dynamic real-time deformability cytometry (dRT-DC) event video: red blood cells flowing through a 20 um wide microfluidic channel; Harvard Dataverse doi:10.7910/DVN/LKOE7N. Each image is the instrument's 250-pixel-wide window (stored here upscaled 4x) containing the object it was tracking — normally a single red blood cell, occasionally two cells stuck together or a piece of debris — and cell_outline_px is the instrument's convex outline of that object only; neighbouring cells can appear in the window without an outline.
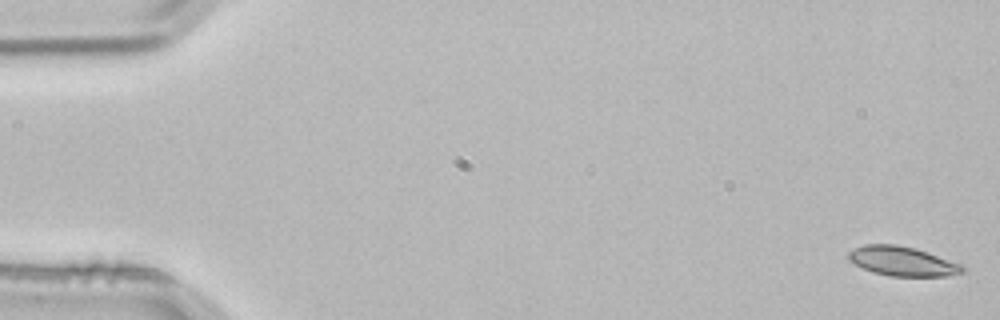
{"species": "common noctule bat (a hibernating species)", "species_latin": "Nyctalus noctula", "temperature_condition": "room temperature", "stored_images_in_passage": 6, "camera_frame_rate_fps": 3000, "um_per_image_px": 0.085, "animal": {"sex": "male", "body_mass_g": 21.5, "forearm_length_mm": 52.0}, "frame": {"image": 1, "passage_image": 1, "time_ms": 0.0, "image_size_px": [1000, 320], "cell_outline_px": [[968, 268], [964, 272], [948, 276], [888, 276], [872, 272], [848, 260], [848, 252], [864, 244], [896, 244], [916, 248], [964, 264]], "centroid_in_image_um": [76.77, 22.2], "position_along_channel_um": 8.2, "area_um2": 19.83}}
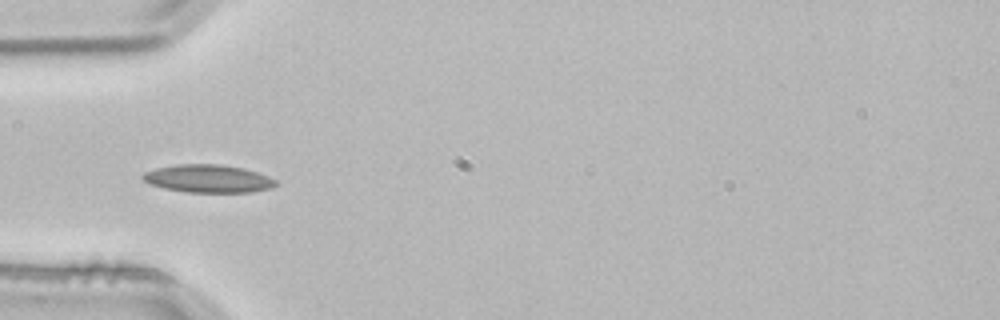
{"frame": {"image": 2, "passage_image": 4, "time_ms": 1.0, "image_size_px": [1000, 320], "cell_outline_px": [[276, 184], [272, 188], [252, 192], [188, 192], [164, 188], [148, 184], [140, 176], [144, 172], [156, 168], [176, 164], [220, 164], [244, 168], [268, 176], [276, 180]], "centroid_in_image_um": [17.67, 15.18], "position_along_channel_um": 67.3, "area_um2": 21.68}}